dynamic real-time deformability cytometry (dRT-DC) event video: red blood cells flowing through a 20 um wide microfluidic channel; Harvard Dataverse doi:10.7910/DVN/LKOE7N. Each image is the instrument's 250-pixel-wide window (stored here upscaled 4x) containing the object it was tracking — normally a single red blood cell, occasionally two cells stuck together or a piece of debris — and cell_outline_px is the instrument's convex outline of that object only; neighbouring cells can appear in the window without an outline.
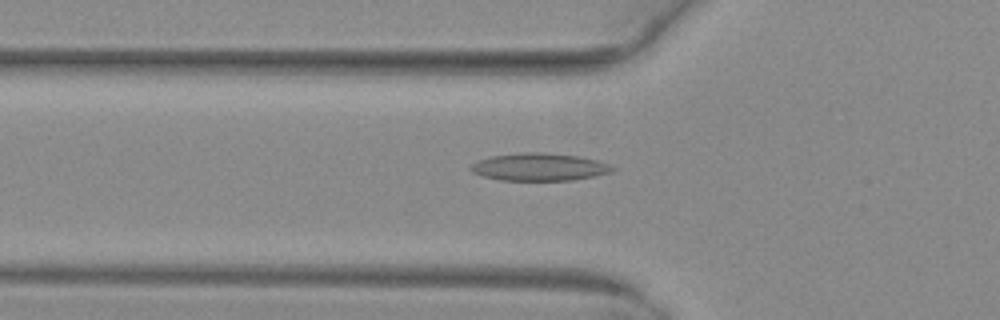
{"species": "common noctule bat (a hibernating species)", "species_latin": "Nyctalus noctula", "temperature_condition": "warm", "stored_images_in_passage": 38, "camera_frame_rate_fps": 3000, "um_per_image_px": 0.085, "animal": {"sex": "female", "body_mass_g": 29.2, "forearm_length_mm": 56.3}, "frame": {"image": 1, "passage_image": 7, "time_ms": 2.0, "image_size_px": [1000, 320], "cell_outline_px": [[616, 168], [612, 172], [572, 180], [500, 180], [484, 176], [472, 172], [468, 168], [472, 164], [480, 160], [492, 156], [520, 152], [544, 152], [580, 156], [596, 160], [608, 164]], "centroid_in_image_um": [45.84, 14.18], "position_along_channel_um": 80.0, "area_um2": 22.66}}
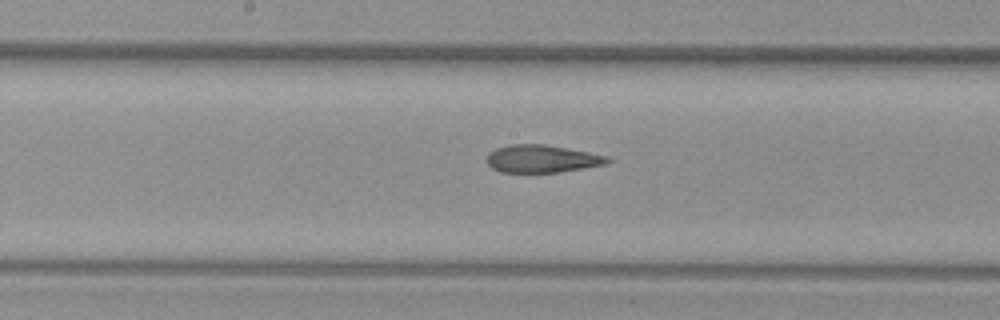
{"frame": {"image": 2, "passage_image": 16, "time_ms": 5.0, "image_size_px": [1000, 320], "cell_outline_px": [[612, 160], [604, 164], [560, 172], [500, 172], [492, 168], [488, 164], [488, 152], [496, 148], [512, 144], [544, 144], [588, 152], [608, 156]], "centroid_in_image_um": [46.04, 13.49], "position_along_channel_um": 202.2, "area_um2": 19.25}}
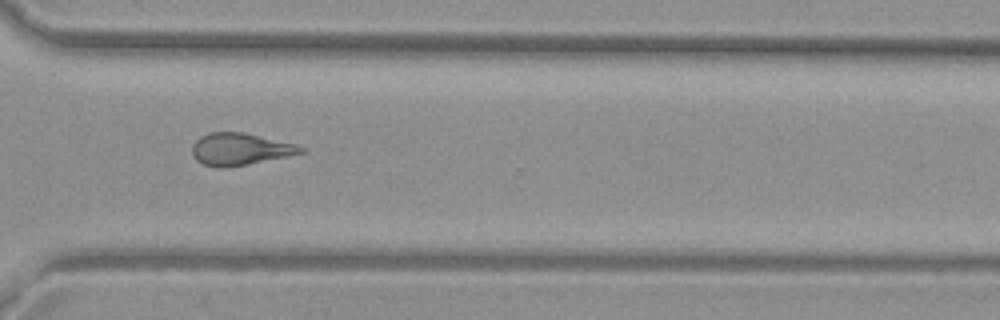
{"frame": {"image": 3, "passage_image": 27, "time_ms": 8.667, "image_size_px": [1000, 320], "cell_outline_px": [[304, 152], [288, 156], [224, 168], [216, 168], [204, 164], [196, 160], [192, 156], [192, 144], [200, 136], [208, 132], [244, 132], [292, 144], [304, 148]], "centroid_in_image_um": [20.32, 12.68], "position_along_channel_um": 350.3, "area_um2": 20.06}, "authors_computed_cell_mechanics": {"area_um2": 20.0566, "velocity_mm_per_s": 4.0382, "shape_relaxation_time_tau1_ms": null, "shape_relaxation_time_tau2_ms": 4.0123, "deformation_change_tau1": null, "deformation_change_tau2": 0.141}}